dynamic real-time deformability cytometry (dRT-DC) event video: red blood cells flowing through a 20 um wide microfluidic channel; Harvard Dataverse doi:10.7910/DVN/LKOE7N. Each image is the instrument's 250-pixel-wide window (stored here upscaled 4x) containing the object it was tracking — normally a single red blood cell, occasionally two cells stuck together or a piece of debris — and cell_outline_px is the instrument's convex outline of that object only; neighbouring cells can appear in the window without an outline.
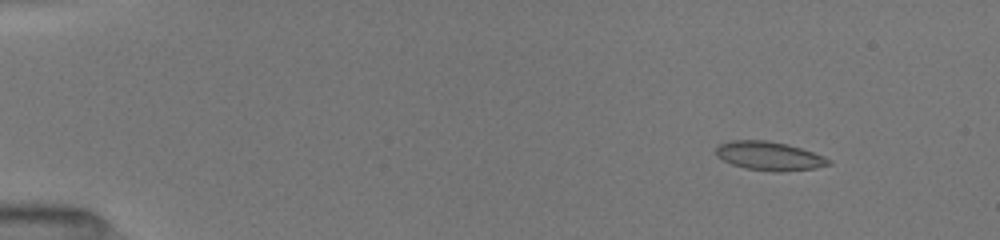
{"species": "common noctule bat (a hibernating species)", "species_latin": "Nyctalus noctula", "temperature_condition": "room temperature", "stored_images_in_passage": 12, "camera_frame_rate_fps": 3000, "um_per_image_px": 0.085, "animal": {"sex": "female", "body_mass_g": 19.5, "forearm_length_mm": 54.1}, "frame": {"image": 1, "passage_image": 3, "time_ms": 1.0, "image_size_px": [1000, 240], "cell_outline_px": [[832, 164], [816, 168], [780, 172], [772, 172], [744, 168], [732, 164], [716, 156], [716, 148], [720, 144], [732, 140], [764, 140], [784, 144], [800, 148], [824, 156]], "centroid_in_image_um": [65.37, 13.27], "position_along_channel_um": 19.6, "area_um2": 18.73}}
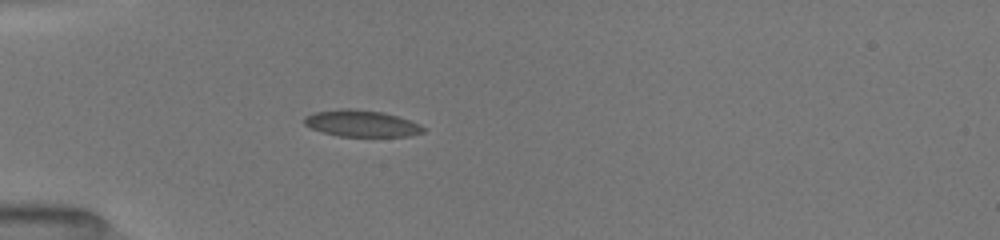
{"frame": {"image": 2, "passage_image": 9, "time_ms": 4.333, "image_size_px": [1000, 240], "cell_outline_px": [[424, 132], [408, 136], [340, 136], [324, 132], [312, 128], [304, 124], [304, 116], [316, 112], [348, 108], [384, 112], [420, 124], [424, 128]], "centroid_in_image_um": [30.73, 10.49], "position_along_channel_um": 54.3, "area_um2": 18.09}}
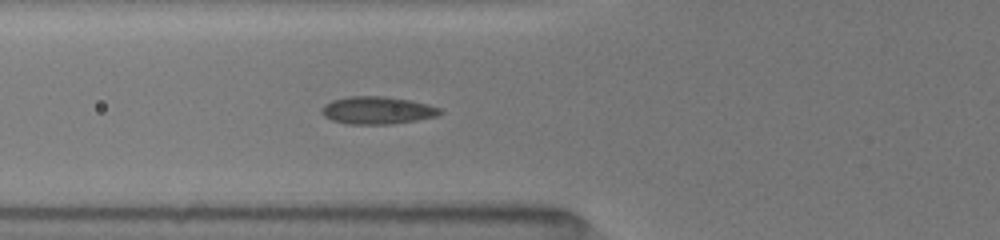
{"frame": {"image": 3, "passage_image": 12, "time_ms": 5.667, "image_size_px": [1000, 240], "cell_outline_px": [[444, 112], [436, 116], [416, 120], [388, 124], [348, 124], [332, 120], [324, 116], [320, 112], [320, 108], [324, 104], [332, 100], [348, 96], [384, 96], [408, 100], [428, 104], [440, 108]], "centroid_in_image_um": [32.03, 9.37], "position_along_channel_um": 93.8, "area_um2": 19.02}}